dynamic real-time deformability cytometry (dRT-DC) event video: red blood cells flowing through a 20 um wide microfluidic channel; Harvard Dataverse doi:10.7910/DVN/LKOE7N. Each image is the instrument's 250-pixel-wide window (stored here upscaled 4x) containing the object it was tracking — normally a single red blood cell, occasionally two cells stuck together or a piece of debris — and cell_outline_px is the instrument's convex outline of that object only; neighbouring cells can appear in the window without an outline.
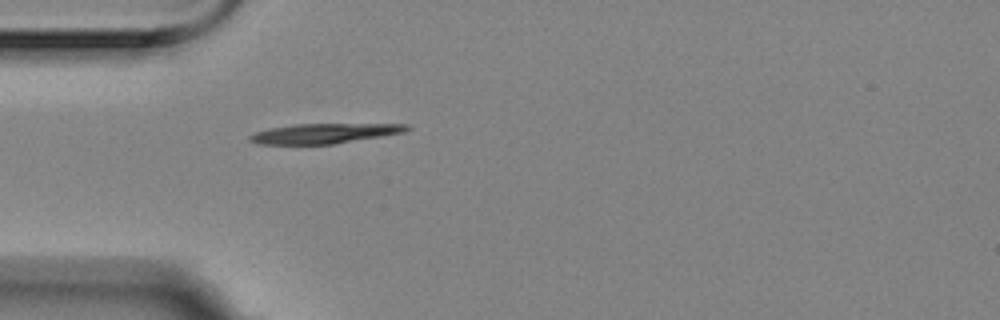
{"species": "Egyptian fruit bat (a non-hibernating species)", "species_latin": "Rousettus aegyptiacus", "temperature_condition": "room temperature", "stored_images_in_passage": 1, "camera_frame_rate_fps": 3000, "um_per_image_px": 0.085, "animal": {"sex": "female"}, "frame": {"image": 1, "passage_image": 1, "time_ms": 0.0, "image_size_px": [1000, 320], "cell_outline_px": [[412, 128], [404, 132], [332, 144], [260, 144], [248, 140], [248, 136], [252, 132], [268, 128], [292, 124], [408, 124]], "centroid_in_image_um": [27.49, 11.33], "position_along_channel_um": 57.5, "area_um2": 18.21}}